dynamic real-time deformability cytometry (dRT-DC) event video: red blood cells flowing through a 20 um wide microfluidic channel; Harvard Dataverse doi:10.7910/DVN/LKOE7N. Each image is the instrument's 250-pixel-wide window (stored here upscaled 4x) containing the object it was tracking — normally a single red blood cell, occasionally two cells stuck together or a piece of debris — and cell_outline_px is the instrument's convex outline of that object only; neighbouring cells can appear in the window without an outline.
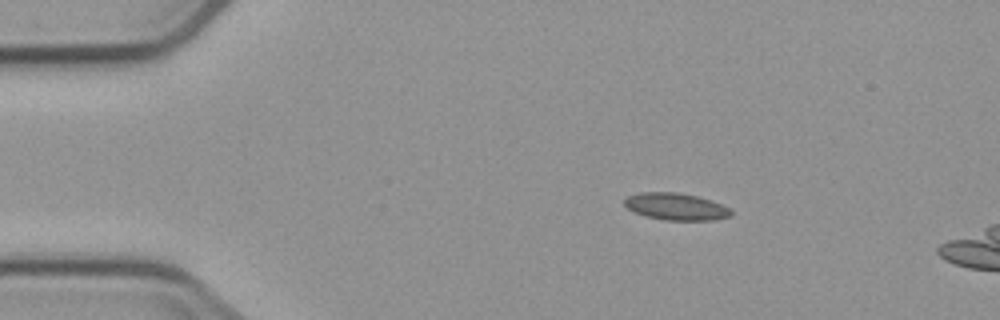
{"species": "common noctule bat (a hibernating species)", "species_latin": "Nyctalus noctula", "temperature_condition": "cold", "stored_images_in_passage": 3, "camera_frame_rate_fps": 3000, "um_per_image_px": 0.085, "animal": {"sex": "male", "body_mass_g": 23.1, "forearm_length_mm": 52.7}, "frame": {"image": 1, "passage_image": 2, "time_ms": 1.0, "image_size_px": [1000, 320], "cell_outline_px": [[732, 216], [712, 220], [664, 220], [644, 216], [628, 208], [624, 204], [624, 200], [628, 196], [640, 192], [676, 192], [696, 196], [720, 204], [728, 208], [732, 212]], "centroid_in_image_um": [57.43, 17.56], "position_along_channel_um": 27.6, "area_um2": 16.59}}